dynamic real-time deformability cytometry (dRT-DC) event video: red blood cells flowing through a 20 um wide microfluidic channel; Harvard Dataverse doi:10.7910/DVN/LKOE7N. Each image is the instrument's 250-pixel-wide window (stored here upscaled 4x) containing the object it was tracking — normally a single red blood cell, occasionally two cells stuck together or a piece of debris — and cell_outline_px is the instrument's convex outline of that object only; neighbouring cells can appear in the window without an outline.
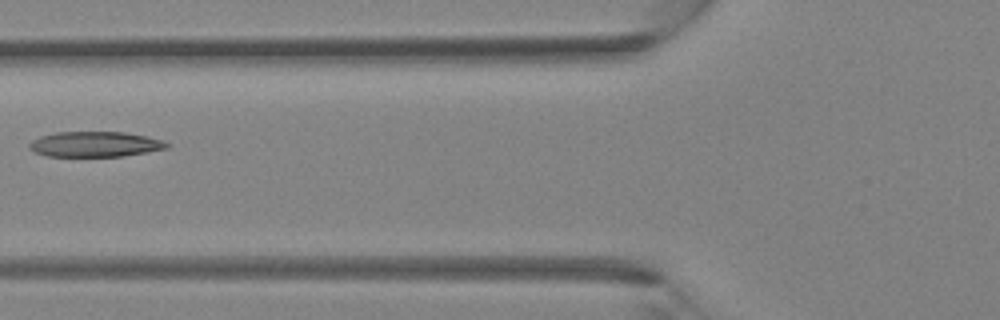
{"species": "Egyptian fruit bat (a non-hibernating species)", "species_latin": "Rousettus aegyptiacus", "temperature_condition": "room temperature", "stored_images_in_passage": 4, "camera_frame_rate_fps": 3000, "um_per_image_px": 0.085, "animal": {"sex": "female"}, "frame": {"image": 1, "passage_image": 4, "time_ms": 1.0, "image_size_px": [1000, 320], "cell_outline_px": [[172, 144], [168, 148], [124, 156], [48, 156], [36, 152], [28, 148], [28, 144], [32, 140], [40, 136], [56, 132], [124, 132], [144, 136], [160, 140]], "centroid_in_image_um": [8.06, 12.26], "position_along_channel_um": 117.7, "area_um2": 20.17}}